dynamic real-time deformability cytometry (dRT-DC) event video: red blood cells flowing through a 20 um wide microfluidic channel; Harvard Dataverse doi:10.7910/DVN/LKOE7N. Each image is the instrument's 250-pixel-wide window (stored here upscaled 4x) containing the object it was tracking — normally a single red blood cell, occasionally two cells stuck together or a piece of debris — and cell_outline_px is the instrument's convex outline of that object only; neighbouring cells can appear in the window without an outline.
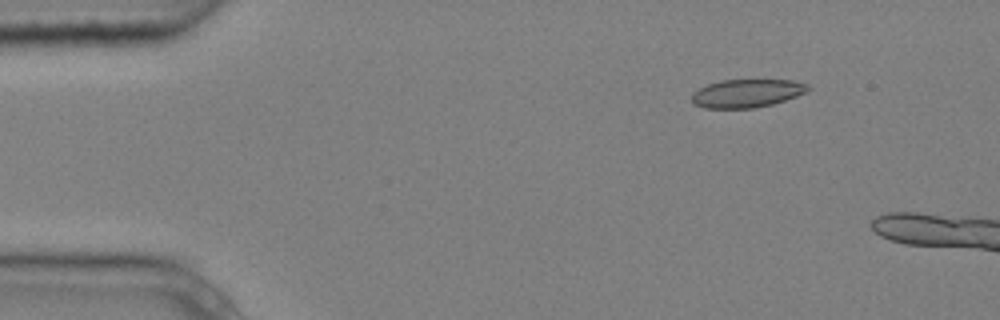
{"species": "common noctule bat (a hibernating species)", "species_latin": "Nyctalus noctula", "temperature_condition": "cold", "stored_images_in_passage": 5, "camera_frame_rate_fps": 3000, "um_per_image_px": 0.085, "animal": {"sex": "male", "body_mass_g": 20.4}, "frame": {"image": 1, "passage_image": 2, "time_ms": 0.333, "image_size_px": [1000, 320], "cell_outline_px": [[812, 88], [796, 96], [772, 104], [756, 108], [704, 108], [692, 104], [692, 92], [708, 84], [720, 80], [792, 80], [808, 84]], "centroid_in_image_um": [63.46, 7.93], "position_along_channel_um": 21.5, "area_um2": 19.13}}